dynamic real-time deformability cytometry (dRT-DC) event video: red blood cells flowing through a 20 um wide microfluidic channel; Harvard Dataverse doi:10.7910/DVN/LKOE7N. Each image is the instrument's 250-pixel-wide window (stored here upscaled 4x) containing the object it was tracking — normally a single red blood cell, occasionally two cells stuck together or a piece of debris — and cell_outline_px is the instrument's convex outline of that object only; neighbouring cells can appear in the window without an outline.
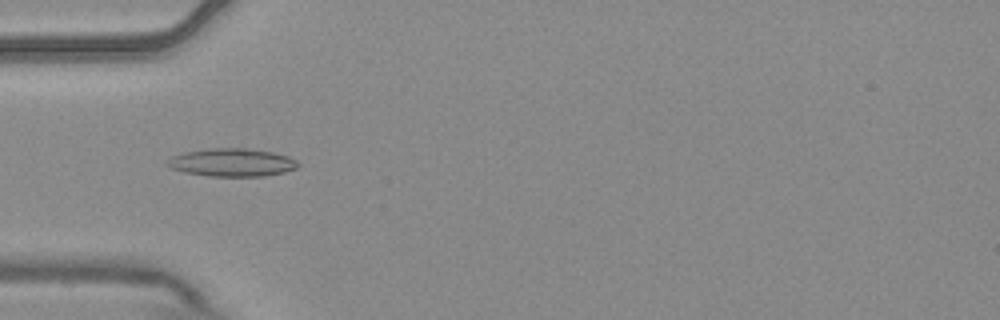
{"species": "common noctule bat (a hibernating species)", "species_latin": "Nyctalus noctula", "temperature_condition": "warm", "stored_images_in_passage": 8, "camera_frame_rate_fps": 3000, "um_per_image_px": 0.085, "animal": {"sex": "male", "body_mass_g": 20.4}, "frame": {"image": 1, "passage_image": 4, "time_ms": 1.0, "image_size_px": [1000, 320], "cell_outline_px": [[300, 164], [296, 168], [284, 172], [264, 176], [208, 176], [184, 172], [168, 168], [164, 164], [172, 156], [184, 152], [208, 148], [244, 148], [272, 152], [288, 156], [296, 160]], "centroid_in_image_um": [19.68, 13.81], "position_along_channel_um": 65.3, "area_um2": 21.44}}
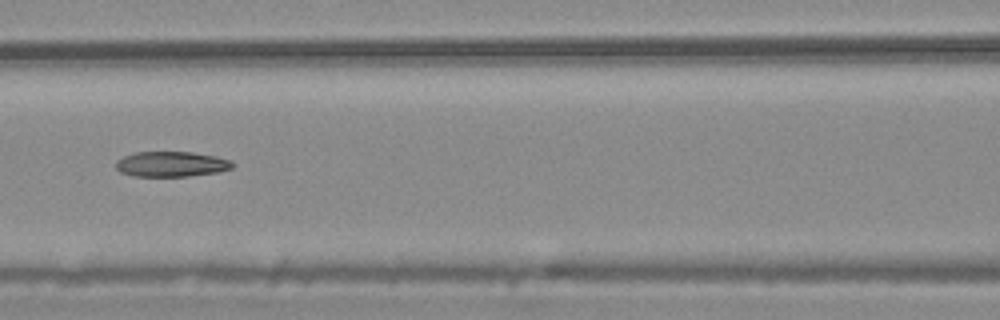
{"frame": {"image": 2, "passage_image": 6, "time_ms": 1.667, "image_size_px": [1000, 320], "cell_outline_px": [[236, 164], [232, 168], [220, 172], [188, 176], [132, 176], [120, 172], [116, 168], [116, 160], [124, 156], [136, 152], [192, 152], [216, 156], [232, 160]], "centroid_in_image_um": [14.6, 13.95], "position_along_channel_um": 152.0, "area_um2": 17.34}}
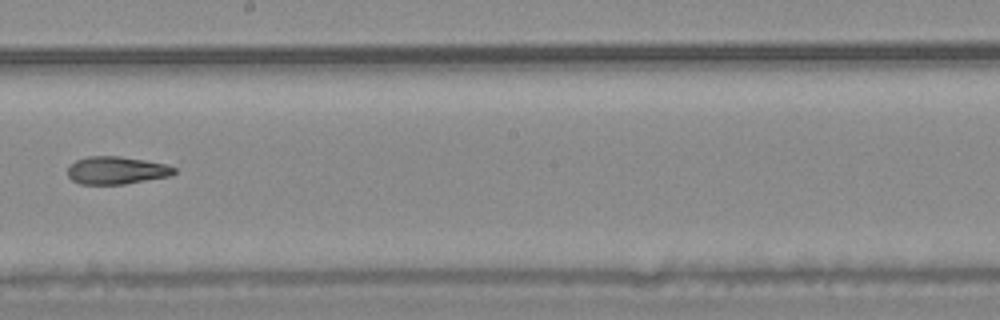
{"frame": {"image": 3, "passage_image": 8, "time_ms": 2.333, "image_size_px": [1000, 320], "cell_outline_px": [[176, 172], [172, 176], [124, 184], [80, 184], [72, 180], [68, 176], [68, 168], [76, 160], [88, 156], [120, 156], [144, 160], [164, 164], [176, 168]], "centroid_in_image_um": [9.91, 14.48], "position_along_channel_um": 238.3, "area_um2": 17.17}}